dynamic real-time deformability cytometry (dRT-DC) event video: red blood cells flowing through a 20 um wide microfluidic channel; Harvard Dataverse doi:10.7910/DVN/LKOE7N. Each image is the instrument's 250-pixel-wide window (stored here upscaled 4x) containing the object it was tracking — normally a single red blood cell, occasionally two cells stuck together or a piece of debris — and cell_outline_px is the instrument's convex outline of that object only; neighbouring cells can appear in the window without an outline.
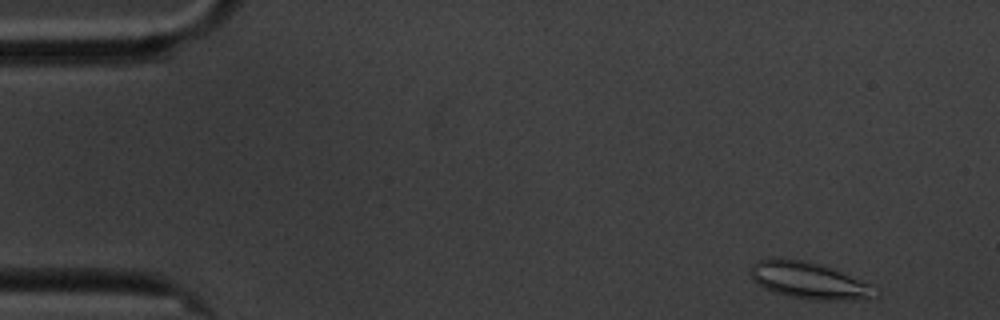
{"species": "common noctule bat (a hibernating species)", "species_latin": "Nyctalus noctula", "temperature_condition": "cold", "stored_images_in_passage": 56, "camera_frame_rate_fps": 3000, "um_per_image_px": 0.085, "animal": {"sex": "male", "body_mass_g": 20.1, "forearm_length_mm": 53.5}, "frame": {"image": 1, "passage_image": 2, "time_ms": 0.333, "image_size_px": [1000, 320], "cell_outline_px": [[880, 292], [864, 300], [812, 300], [772, 292], [764, 288], [752, 280], [748, 272], [752, 264], [756, 260], [800, 260], [816, 264], [840, 272], [872, 284]], "centroid_in_image_um": [68.76, 23.88], "position_along_channel_um": 16.2, "area_um2": 26.18}}
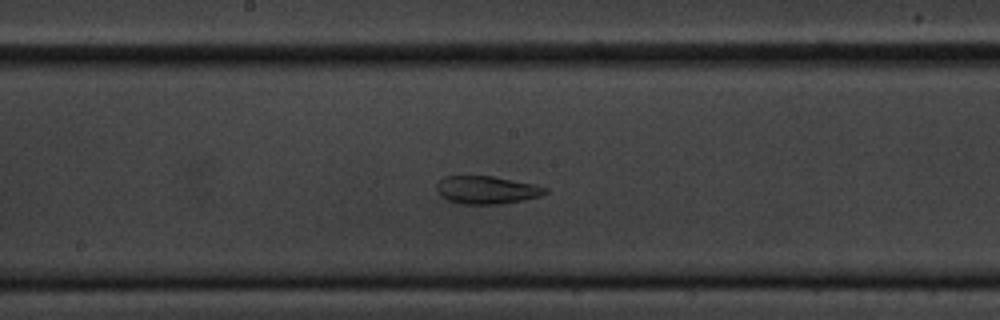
{"frame": {"image": 2, "passage_image": 28, "time_ms": 9.0, "image_size_px": [1000, 320], "cell_outline_px": [[548, 192], [540, 196], [500, 204], [460, 204], [448, 200], [440, 196], [436, 192], [436, 184], [444, 176], [492, 176], [536, 184], [548, 188]], "centroid_in_image_um": [41.34, 16.14], "position_along_channel_um": 206.9, "area_um2": 17.74}}
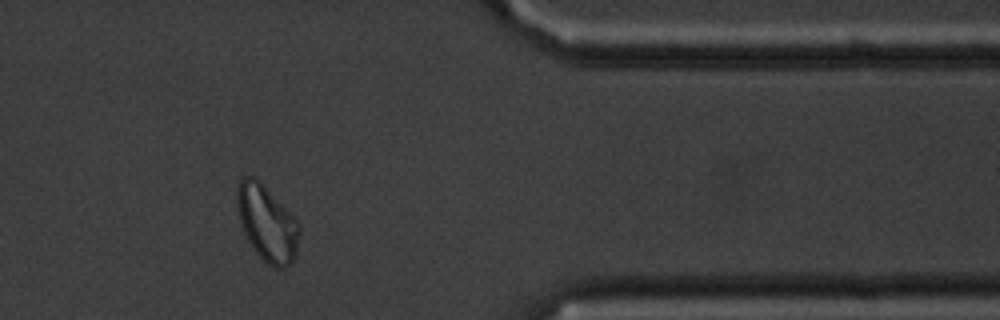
{"frame": {"image": 3, "passage_image": 46, "time_ms": 15.0, "image_size_px": [1000, 320], "cell_outline_px": [[300, 232], [296, 252], [292, 260], [284, 268], [276, 268], [268, 264], [256, 252], [248, 240], [244, 232], [240, 220], [236, 204], [236, 184], [240, 176], [256, 176], [260, 180], [300, 224]], "centroid_in_image_um": [22.66, 18.91], "position_along_channel_um": 388.7, "area_um2": 27.51}, "authors_computed_cell_mechanics": {"area_um2": 21.9929, "velocity_mm_per_s": 3.3628, "shape_relaxation_time_tau1_ms": null, "shape_relaxation_time_tau2_ms": 3.0127, "deformation_change_tau1": null, "deformation_change_tau2": 0.0884}}